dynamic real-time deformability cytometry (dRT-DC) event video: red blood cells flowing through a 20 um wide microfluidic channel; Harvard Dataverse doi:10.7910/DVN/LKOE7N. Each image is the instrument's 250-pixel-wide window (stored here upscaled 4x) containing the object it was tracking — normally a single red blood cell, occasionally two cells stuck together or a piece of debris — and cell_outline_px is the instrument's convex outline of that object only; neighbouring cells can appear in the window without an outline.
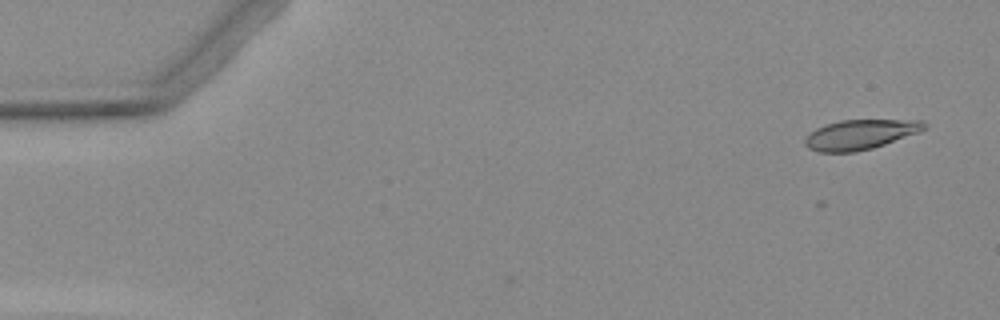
{"species": "Egyptian fruit bat (a non-hibernating species)", "species_latin": "Rousettus aegyptiacus", "temperature_condition": "warm", "stored_images_in_passage": 2, "camera_frame_rate_fps": 3000, "um_per_image_px": 0.085, "animal": {"sex": "female"}, "frame": {"image": 1, "passage_image": 1, "time_ms": 0.0, "image_size_px": [1000, 320], "cell_outline_px": [[928, 128], [920, 132], [872, 148], [856, 152], [820, 152], [808, 148], [804, 144], [804, 136], [816, 128], [840, 120], [924, 120], [928, 124]], "centroid_in_image_um": [73.13, 11.43], "position_along_channel_um": 11.9, "area_um2": 20.87}}